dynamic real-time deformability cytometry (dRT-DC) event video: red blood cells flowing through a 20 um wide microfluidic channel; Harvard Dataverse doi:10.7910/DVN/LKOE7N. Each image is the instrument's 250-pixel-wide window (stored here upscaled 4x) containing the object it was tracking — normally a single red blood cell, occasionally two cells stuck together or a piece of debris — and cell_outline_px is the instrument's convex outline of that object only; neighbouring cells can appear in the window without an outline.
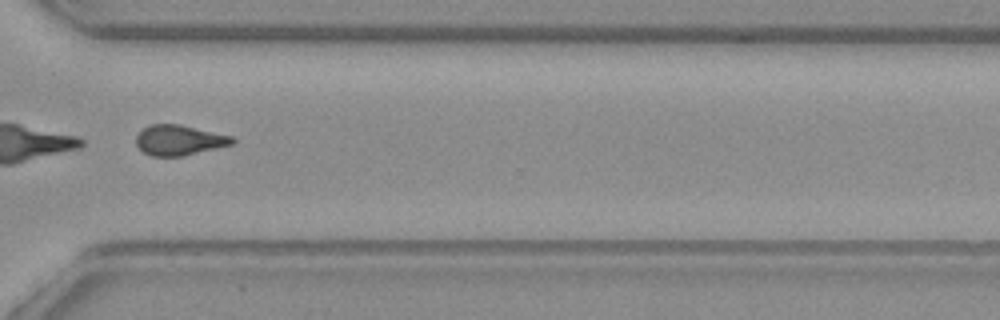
{"species": "common noctule bat (a hibernating species)", "species_latin": "Nyctalus noctula", "temperature_condition": "warm", "stored_images_in_passage": 38, "camera_frame_rate_fps": 3000, "um_per_image_px": 0.085, "animal": {"sex": "female", "body_mass_g": 19.3, "forearm_length_mm": 54.1}, "frame": {"image": 1, "passage_image": 27, "time_ms": 8.667, "image_size_px": [1000, 320], "cell_outline_px": [[236, 140], [232, 144], [184, 156], [152, 156], [144, 152], [136, 144], [136, 136], [144, 128], [152, 124], [180, 124], [232, 136]], "centroid_in_image_um": [15.24, 11.91], "position_along_channel_um": 355.4, "area_um2": 16.82}, "authors_computed_cell_mechanics": {"area_um2": 17.6868, "velocity_mm_per_s": 3.5997, "shape_relaxation_time_tau1_ms": null, "shape_relaxation_time_tau2_ms": 1.6515, "deformation_change_tau1": null, "deformation_change_tau2": 0.0849}}